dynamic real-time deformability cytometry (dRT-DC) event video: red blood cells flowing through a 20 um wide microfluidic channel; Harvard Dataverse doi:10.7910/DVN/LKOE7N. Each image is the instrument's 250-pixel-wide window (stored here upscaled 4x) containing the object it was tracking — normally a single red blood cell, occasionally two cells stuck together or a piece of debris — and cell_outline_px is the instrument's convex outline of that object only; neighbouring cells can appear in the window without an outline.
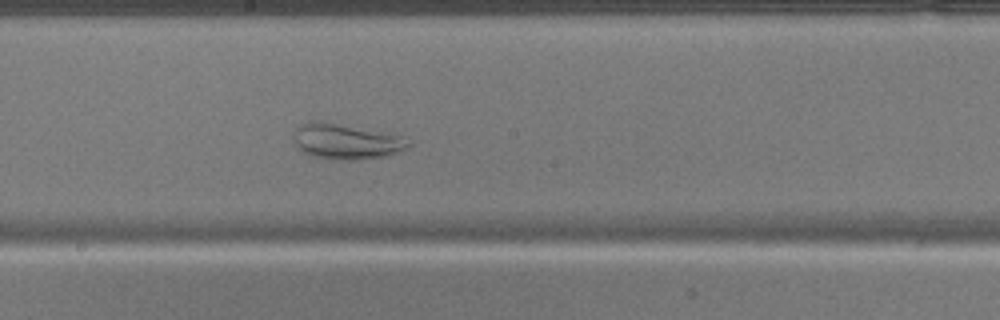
{"species": "common noctule bat (a hibernating species)", "species_latin": "Nyctalus noctula", "temperature_condition": "warm", "stored_images_in_passage": 41, "camera_frame_rate_fps": 3000, "um_per_image_px": 0.085, "animal": {"sex": "male", "body_mass_g": 17.9}, "frame": {"image": 1, "passage_image": 19, "time_ms": 6.0, "image_size_px": [1000, 320], "cell_outline_px": [[412, 144], [408, 148], [388, 156], [356, 160], [340, 160], [308, 156], [296, 144], [296, 128], [300, 124], [308, 120], [324, 120], [404, 136]], "centroid_in_image_um": [29.46, 12.01], "position_along_channel_um": 218.7, "area_um2": 24.1}}
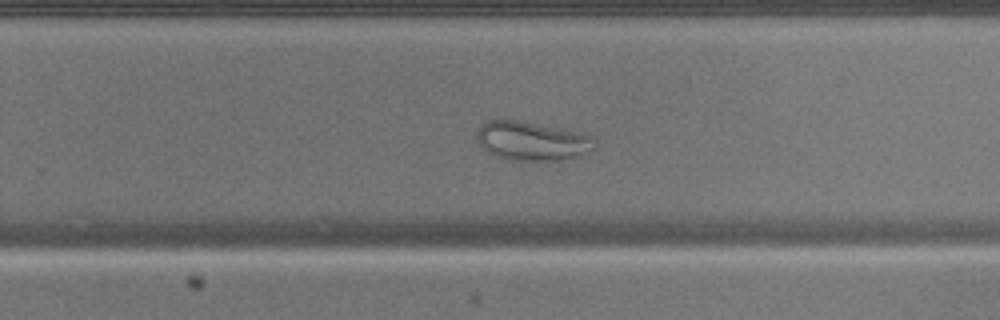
{"frame": {"image": 2, "passage_image": 24, "time_ms": 7.667, "image_size_px": [1000, 320], "cell_outline_px": [[596, 148], [580, 156], [556, 160], [508, 160], [496, 156], [488, 152], [480, 144], [476, 136], [476, 132], [480, 124], [484, 120], [516, 120], [564, 128], [584, 132], [592, 136], [596, 144]], "centroid_in_image_um": [45.24, 11.97], "position_along_channel_um": 284.6, "area_um2": 27.11}}